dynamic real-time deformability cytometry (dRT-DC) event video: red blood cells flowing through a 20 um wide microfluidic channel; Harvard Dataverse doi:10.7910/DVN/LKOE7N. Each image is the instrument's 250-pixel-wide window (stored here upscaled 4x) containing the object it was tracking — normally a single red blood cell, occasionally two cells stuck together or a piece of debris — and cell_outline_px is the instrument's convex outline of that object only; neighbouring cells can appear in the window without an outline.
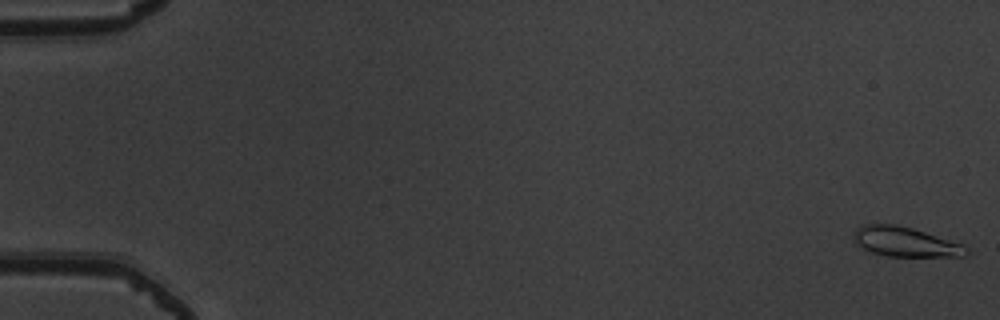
{"species": "common noctule bat (a hibernating species)", "species_latin": "Nyctalus noctula", "temperature_condition": "warm", "stored_images_in_passage": 55, "camera_frame_rate_fps": 3000, "um_per_image_px": 0.085, "animal": {"sex": "male", "body_mass_g": 19.5, "forearm_length_mm": 54.6}, "frame": {"image": 1, "passage_image": 1, "time_ms": 0.0, "image_size_px": [1000, 320], "cell_outline_px": [[972, 252], [964, 256], [888, 256], [872, 252], [856, 244], [852, 236], [856, 228], [860, 224], [896, 224], [912, 228], [960, 244], [968, 248]], "centroid_in_image_um": [76.9, 20.55], "position_along_channel_um": 8.1, "area_um2": 19.31}}
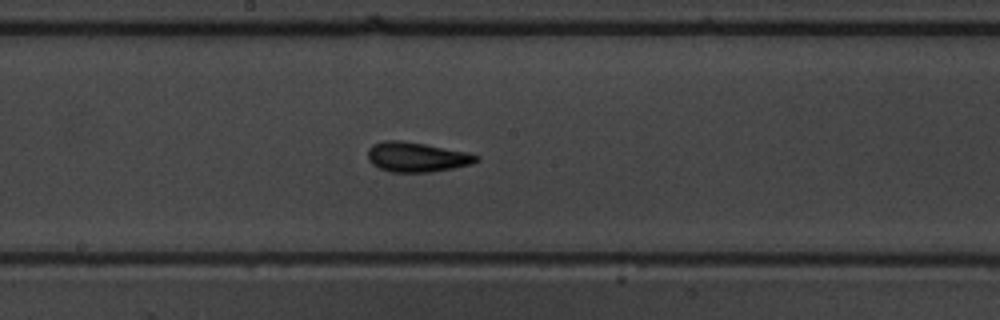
{"frame": {"image": 2, "passage_image": 30, "time_ms": 9.667, "image_size_px": [1000, 320], "cell_outline_px": [[480, 160], [472, 164], [452, 168], [428, 172], [392, 172], [380, 168], [372, 164], [368, 160], [368, 148], [372, 144], [384, 140], [400, 140], [424, 144], [468, 152], [480, 156]], "centroid_in_image_um": [35.42, 13.34], "position_along_channel_um": 212.8, "area_um2": 18.84}}
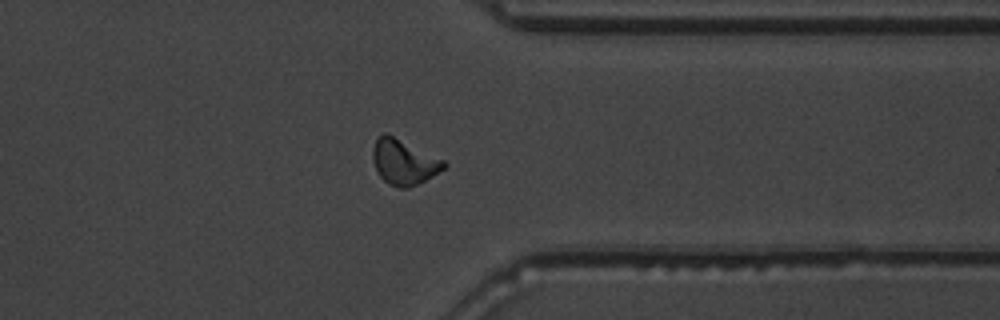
{"frame": {"image": 3, "passage_image": 43, "time_ms": 14.0, "image_size_px": [1000, 320], "cell_outline_px": [[448, 164], [444, 168], [432, 176], [408, 188], [400, 188], [388, 184], [380, 176], [376, 168], [372, 156], [372, 148], [376, 140], [384, 132], [444, 160]], "centroid_in_image_um": [34.31, 13.78], "position_along_channel_um": 377.1, "area_um2": 18.32}, "authors_computed_cell_mechanics": {"area_um2": 18.0336, "velocity_mm_per_s": 3.8608, "shape_relaxation_time_tau1_ms": 3.2447, "shape_relaxation_time_tau2_ms": 2.218, "deformation_change_tau1": 0.1305, "deformation_change_tau2": 0.0835}}